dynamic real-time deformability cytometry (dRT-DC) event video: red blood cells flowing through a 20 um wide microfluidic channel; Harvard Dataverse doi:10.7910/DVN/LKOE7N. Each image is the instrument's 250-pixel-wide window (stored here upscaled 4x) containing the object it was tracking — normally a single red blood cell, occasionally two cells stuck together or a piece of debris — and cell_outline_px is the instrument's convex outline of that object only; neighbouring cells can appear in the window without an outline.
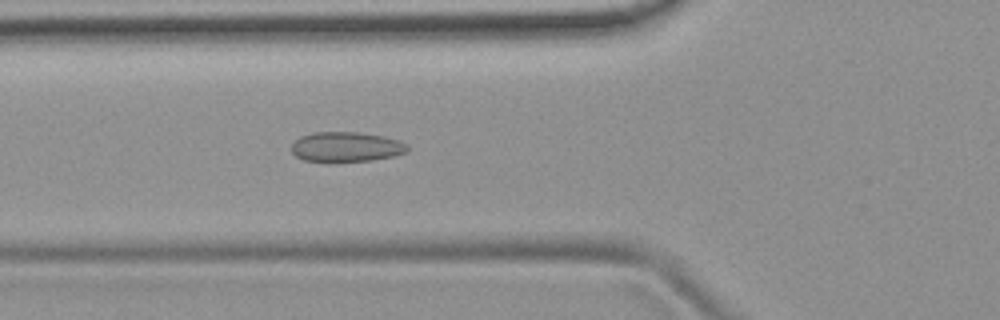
{"species": "common noctule bat (a hibernating species)", "species_latin": "Nyctalus noctula", "temperature_condition": "room temperature", "stored_images_in_passage": 46, "camera_frame_rate_fps": 3000, "um_per_image_px": 0.085, "animal": {"sex": "female", "body_mass_g": 19.9}, "frame": {"image": 1, "passage_image": 12, "time_ms": 3.667, "image_size_px": [1000, 320], "cell_outline_px": [[408, 152], [392, 156], [372, 160], [328, 164], [304, 160], [296, 156], [292, 152], [292, 144], [300, 136], [312, 132], [360, 132], [384, 136], [400, 140], [408, 144]], "centroid_in_image_um": [29.42, 12.51], "position_along_channel_um": 96.4, "area_um2": 20.92}}
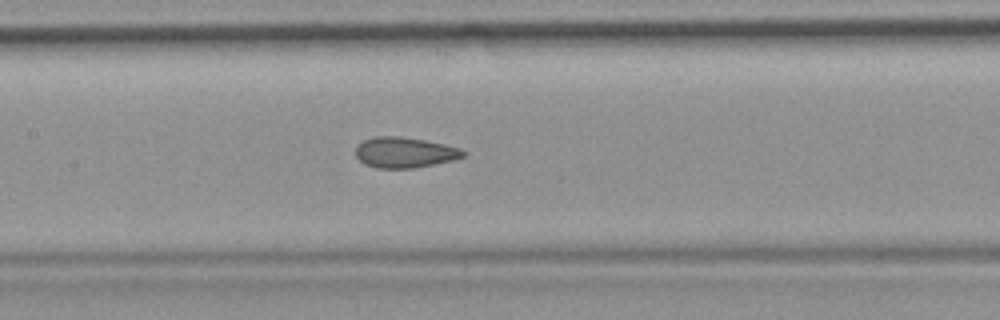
{"frame": {"image": 2, "passage_image": 18, "time_ms": 5.667, "image_size_px": [1000, 320], "cell_outline_px": [[464, 156], [456, 160], [416, 168], [376, 168], [364, 164], [356, 156], [356, 148], [364, 140], [376, 136], [400, 136], [424, 140], [444, 144], [460, 148], [464, 152]], "centroid_in_image_um": [34.41, 12.97], "position_along_channel_um": 173.0, "area_um2": 19.19}}
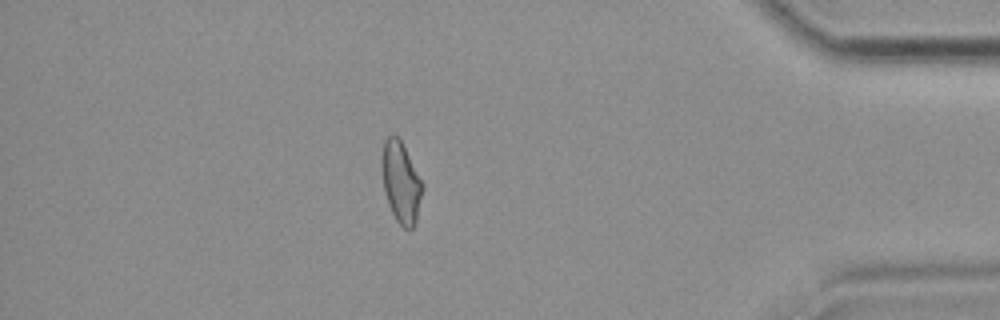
{"frame": {"image": 3, "passage_image": 39, "time_ms": 12.667, "image_size_px": [1000, 320], "cell_outline_px": [[424, 188], [416, 224], [412, 228], [404, 228], [396, 220], [388, 204], [384, 192], [380, 164], [380, 160], [384, 140], [388, 136], [396, 136], [400, 140], [424, 184]], "centroid_in_image_um": [34.07, 15.52], "position_along_channel_um": 401.1, "area_um2": 19.42}, "authors_computed_cell_mechanics": {"area_um2": 19.3919, "velocity_mm_per_s": 3.8186, "shape_relaxation_time_tau1_ms": 10.0564, "shape_relaxation_time_tau2_ms": 1.3688, "deformation_change_tau1": 0.1549, "deformation_change_tau2": 0.0658}}